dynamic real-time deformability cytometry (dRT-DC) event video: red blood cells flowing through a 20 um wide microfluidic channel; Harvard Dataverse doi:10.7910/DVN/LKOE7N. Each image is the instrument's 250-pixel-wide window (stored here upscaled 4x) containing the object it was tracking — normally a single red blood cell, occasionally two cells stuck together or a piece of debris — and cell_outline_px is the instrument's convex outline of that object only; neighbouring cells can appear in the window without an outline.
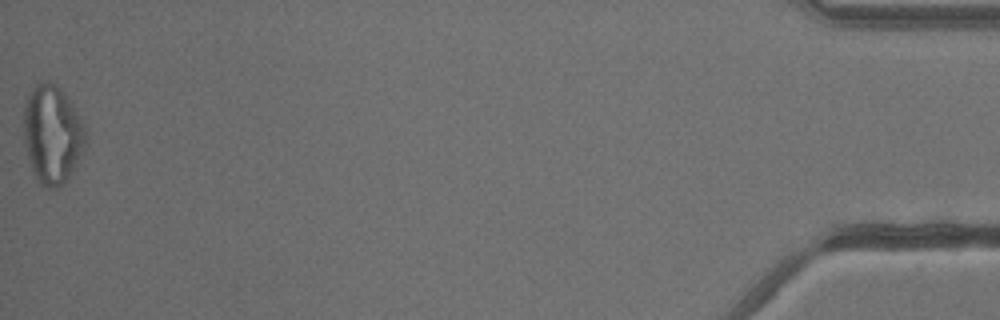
{"species": "common noctule bat (a hibernating species)", "species_latin": "Nyctalus noctula", "temperature_condition": "warm", "stored_images_in_passage": 36, "camera_frame_rate_fps": 3000, "um_per_image_px": 0.085, "animal": {"sex": "male", "body_mass_g": 13.3}, "frame": {"image": 1, "passage_image": 36, "time_ms": 11.667, "image_size_px": [1000, 320], "cell_outline_px": [[88, 144], [68, 180], [56, 188], [48, 188], [40, 184], [36, 180], [32, 172], [24, 144], [24, 104], [28, 92], [36, 84], [48, 80], [56, 84], [60, 88], [72, 104], [84, 124]], "centroid_in_image_um": [4.45, 11.44], "position_along_channel_um": 430.7, "area_um2": 36.13}}